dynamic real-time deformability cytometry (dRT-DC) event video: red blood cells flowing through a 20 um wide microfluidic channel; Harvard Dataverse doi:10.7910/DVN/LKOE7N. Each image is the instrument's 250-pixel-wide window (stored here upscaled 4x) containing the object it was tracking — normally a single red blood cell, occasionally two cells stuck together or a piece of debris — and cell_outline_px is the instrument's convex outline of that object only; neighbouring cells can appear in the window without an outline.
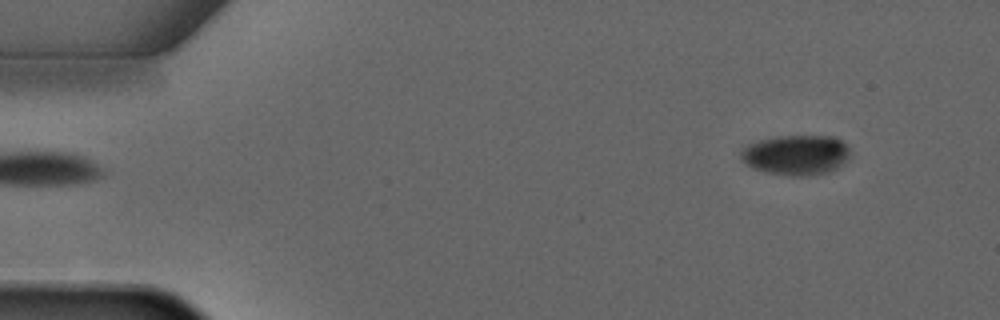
{"species": "common noctule bat (a hibernating species)", "species_latin": "Nyctalus noctula", "temperature_condition": "warm", "stored_images_in_passage": 4, "camera_frame_rate_fps": 3000, "um_per_image_px": 0.085, "animal": {"sex": "male", "forearm_length_mm": 52.5}, "frame": {"image": 1, "passage_image": 4, "time_ms": 4.333, "image_size_px": [1000, 320], "cell_outline_px": [[852, 152], [848, 160], [836, 168], [828, 172], [812, 176], [792, 176], [764, 172], [752, 168], [740, 160], [740, 148], [748, 144], [760, 140], [776, 136], [836, 136]], "centroid_in_image_um": [67.65, 13.18], "position_along_channel_um": 17.4, "area_um2": 25.95}}